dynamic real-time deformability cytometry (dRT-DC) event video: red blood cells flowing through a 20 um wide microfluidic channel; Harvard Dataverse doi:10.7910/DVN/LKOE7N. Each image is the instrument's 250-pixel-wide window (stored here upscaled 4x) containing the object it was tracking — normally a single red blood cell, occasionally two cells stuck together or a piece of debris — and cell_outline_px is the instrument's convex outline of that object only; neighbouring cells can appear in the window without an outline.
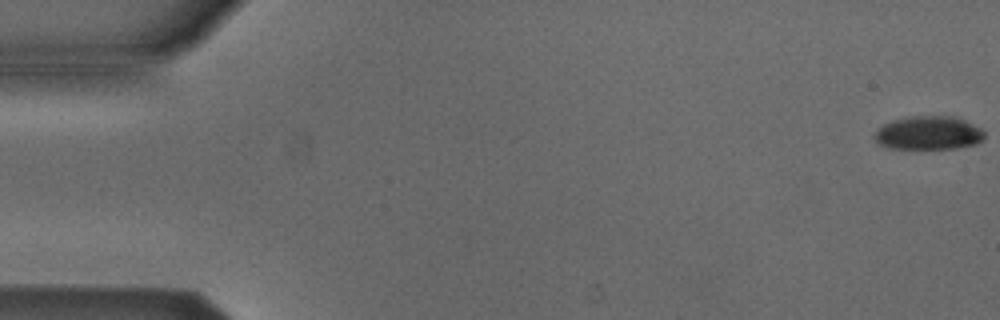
{"species": "Egyptian fruit bat (a non-hibernating species)", "species_latin": "Rousettus aegyptiacus", "temperature_condition": "cold", "stored_images_in_passage": 5, "camera_frame_rate_fps": 3000, "um_per_image_px": 0.085, "animal": {"sex": "male"}, "frame": {"image": 1, "passage_image": 1, "time_ms": 0.0, "image_size_px": [1000, 320], "cell_outline_px": [[984, 136], [976, 144], [956, 148], [892, 148], [880, 144], [872, 136], [876, 128], [892, 120], [912, 116], [952, 116], [964, 120], [980, 128], [984, 132]], "centroid_in_image_um": [78.89, 11.29], "position_along_channel_um": 6.1, "area_um2": 21.33}}